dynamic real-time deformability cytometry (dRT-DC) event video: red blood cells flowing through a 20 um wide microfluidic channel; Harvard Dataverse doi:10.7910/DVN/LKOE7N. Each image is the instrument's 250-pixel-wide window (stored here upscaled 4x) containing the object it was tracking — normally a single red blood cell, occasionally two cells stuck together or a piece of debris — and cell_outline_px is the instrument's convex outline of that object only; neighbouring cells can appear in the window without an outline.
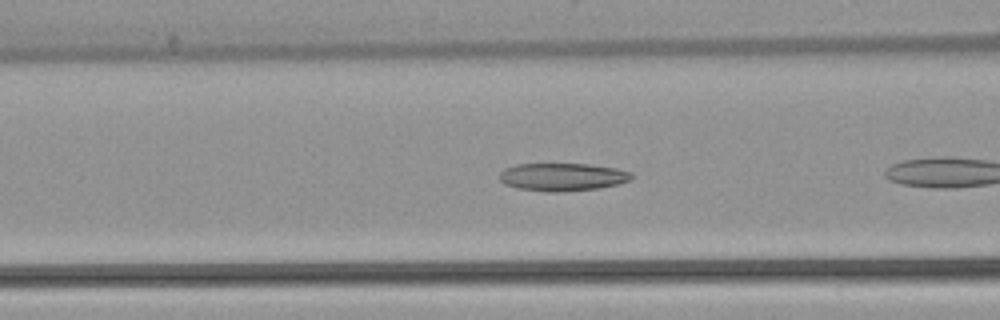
{"species": "common noctule bat (a hibernating species)", "species_latin": "Nyctalus noctula", "temperature_condition": "warm", "stored_images_in_passage": 16, "camera_frame_rate_fps": 3000, "um_per_image_px": 0.085, "animal": {"sex": "female", "body_mass_g": 22.7, "forearm_length_mm": 54.2}, "frame": {"image": 1, "passage_image": 5, "time_ms": 1.333, "image_size_px": [1000, 320], "cell_outline_px": [[632, 180], [616, 184], [596, 188], [556, 192], [544, 192], [516, 188], [504, 184], [500, 180], [500, 172], [504, 168], [516, 164], [588, 164], [616, 168], [632, 172]], "centroid_in_image_um": [47.77, 15.04], "position_along_channel_um": 118.8, "area_um2": 21.44}}